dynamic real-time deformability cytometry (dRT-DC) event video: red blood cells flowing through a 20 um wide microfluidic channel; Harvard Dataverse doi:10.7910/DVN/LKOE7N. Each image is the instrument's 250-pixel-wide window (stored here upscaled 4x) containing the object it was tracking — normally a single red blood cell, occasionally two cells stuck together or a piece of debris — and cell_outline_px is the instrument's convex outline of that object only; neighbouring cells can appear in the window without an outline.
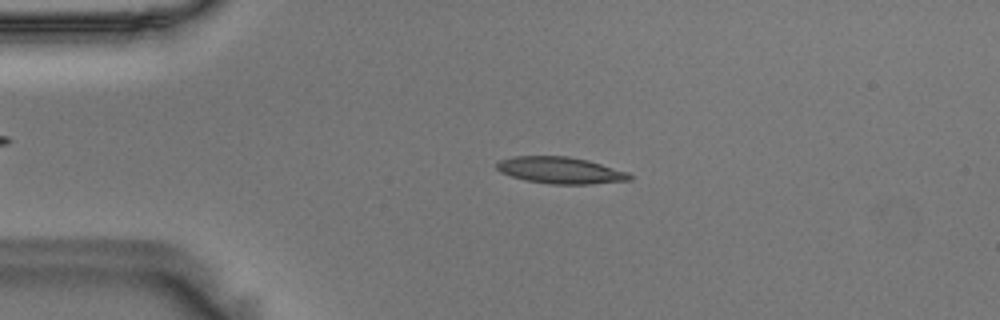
{"species": "Egyptian fruit bat (a non-hibernating species)", "species_latin": "Rousettus aegyptiacus", "temperature_condition": "room temperature", "stored_images_in_passage": 51, "camera_frame_rate_fps": 3000, "um_per_image_px": 0.085, "animal": {"sex": "male"}, "frame": {"image": 1, "passage_image": 8, "time_ms": 2.333, "image_size_px": [1000, 320], "cell_outline_px": [[632, 180], [588, 184], [552, 184], [528, 180], [512, 176], [500, 172], [496, 168], [496, 164], [500, 160], [512, 156], [568, 156], [588, 160], [628, 172], [632, 176]], "centroid_in_image_um": [47.64, 14.47], "position_along_channel_um": 37.4, "area_um2": 20.52}}
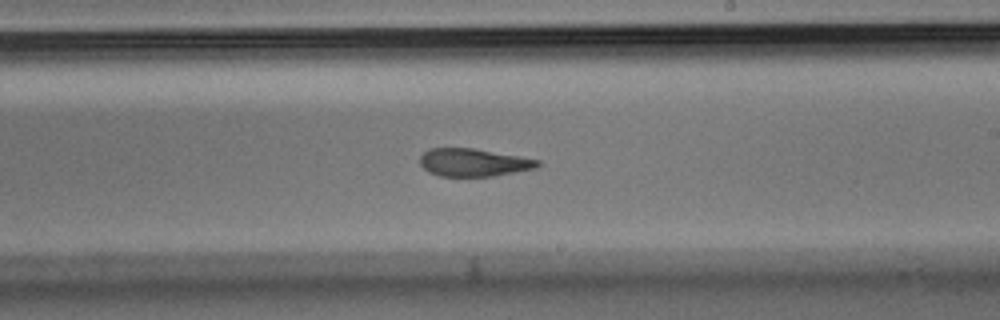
{"frame": {"image": 2, "passage_image": 28, "time_ms": 9.0, "image_size_px": [1000, 320], "cell_outline_px": [[540, 164], [536, 168], [496, 176], [440, 176], [428, 172], [420, 164], [420, 156], [428, 148], [472, 148], [520, 156], [540, 160]], "centroid_in_image_um": [40.25, 13.81], "position_along_channel_um": 248.8, "area_um2": 19.13}}
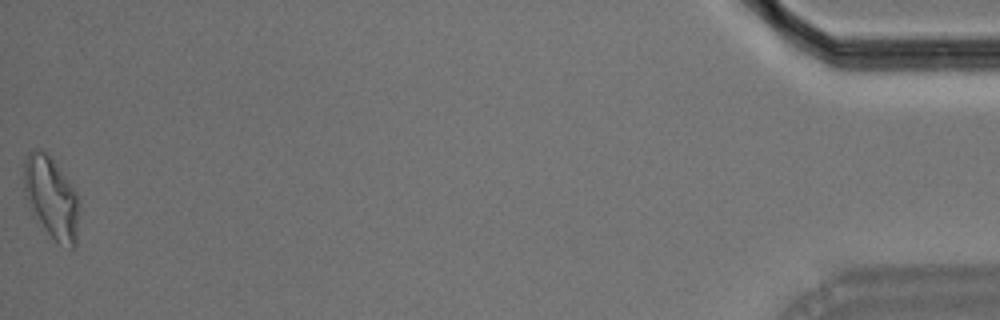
{"frame": {"image": 3, "passage_image": 51, "time_ms": 16.667, "image_size_px": [1000, 320], "cell_outline_px": [[76, 244], [72, 248], [56, 240], [48, 232], [24, 196], [24, 160], [28, 152], [32, 148], [40, 148], [52, 160], [76, 192]], "centroid_in_image_um": [4.31, 16.71], "position_along_channel_um": 430.9, "area_um2": 24.8}, "authors_computed_cell_mechanics": {"area_um2": 20.808, "velocity_mm_per_s": 3.6365, "shape_relaxation_time_tau1_ms": 9.8576, "shape_relaxation_time_tau2_ms": 3.5173, "deformation_change_tau1": 0.2563, "deformation_change_tau2": 0.1236}}